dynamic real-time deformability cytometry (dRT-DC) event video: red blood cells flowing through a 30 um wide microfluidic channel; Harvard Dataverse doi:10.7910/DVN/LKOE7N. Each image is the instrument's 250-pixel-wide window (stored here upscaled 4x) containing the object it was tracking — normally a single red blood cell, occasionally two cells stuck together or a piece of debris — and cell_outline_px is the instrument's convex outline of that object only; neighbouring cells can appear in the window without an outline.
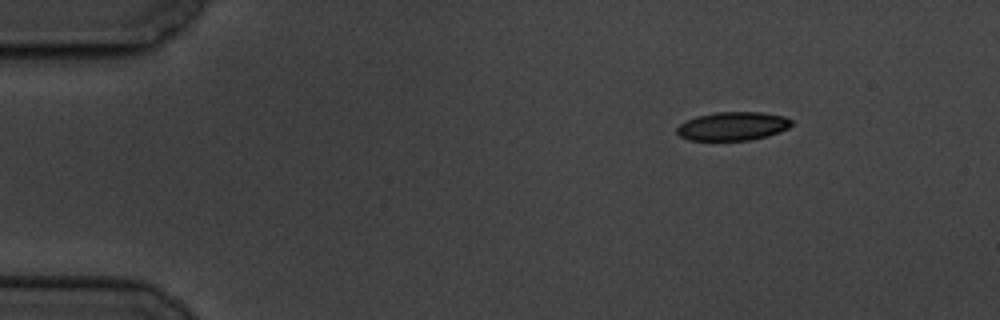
{"species": "common noctule bat (a hibernating species)", "species_latin": "Nyctalus noctula", "temperature_condition": "cold", "stored_images_in_passage": 5, "segment_of_instrument_passage": [1, 2], "camera_frame_rate_fps": 3000, "um_per_image_px": 0.085, "animal": {"sex": "male", "body_mass_g": 19.5, "forearm_length_mm": 54.6}, "frame": {"image": 1, "passage_image": 1, "time_ms": 0.0, "image_size_px": [1000, 320], "cell_outline_px": [[792, 124], [788, 128], [780, 132], [768, 136], [748, 140], [688, 140], [680, 136], [676, 132], [676, 128], [680, 124], [696, 116], [716, 112], [760, 112], [784, 116], [792, 120]], "centroid_in_image_um": [62.29, 10.72], "position_along_channel_um": 22.7, "area_um2": 19.07}}
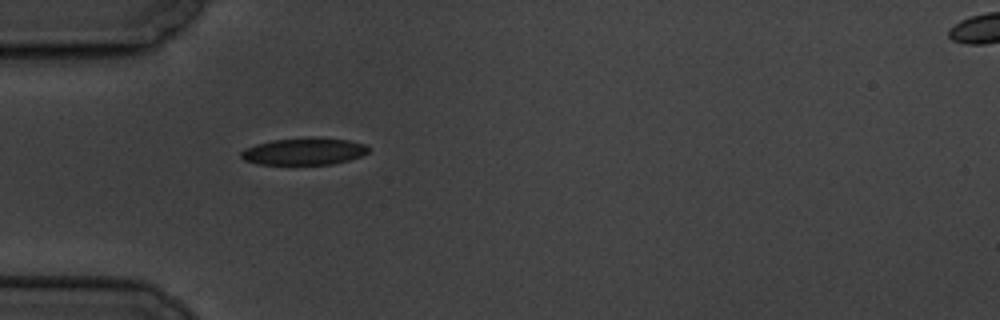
{"frame": {"image": 2, "passage_image": 4, "time_ms": 3.333, "image_size_px": [1000, 320], "cell_outline_px": [[368, 152], [360, 156], [348, 160], [332, 164], [260, 164], [244, 160], [240, 156], [240, 152], [256, 144], [272, 140], [312, 136], [316, 136], [348, 140], [368, 144]], "centroid_in_image_um": [25.87, 12.84], "position_along_channel_um": 59.1, "area_um2": 20.17}}